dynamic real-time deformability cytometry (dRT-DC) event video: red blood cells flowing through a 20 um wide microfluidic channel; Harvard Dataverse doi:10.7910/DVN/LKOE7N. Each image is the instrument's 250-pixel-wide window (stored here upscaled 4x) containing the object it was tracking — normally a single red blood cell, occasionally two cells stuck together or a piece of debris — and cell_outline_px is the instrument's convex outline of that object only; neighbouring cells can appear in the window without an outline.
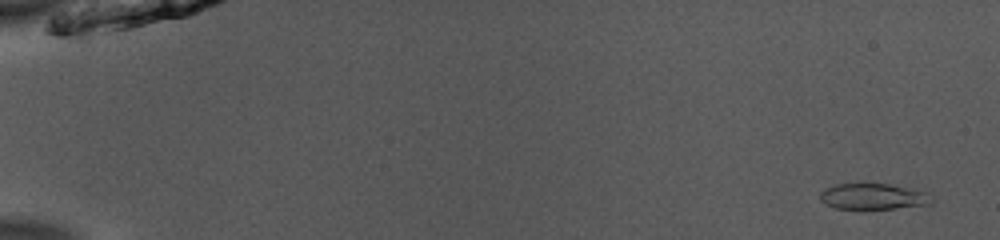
{"species": "common noctule bat (a hibernating species)", "species_latin": "Nyctalus noctula", "temperature_condition": "room temperature", "stored_images_in_passage": 52, "camera_frame_rate_fps": 3000, "um_per_image_px": 0.085, "animal": {"sex": "male", "body_mass_g": 13.0, "forearm_length_mm": 53.1}, "frame": {"image": 1, "passage_image": 3, "time_ms": 0.667, "image_size_px": [1000, 240], "cell_outline_px": [[932, 204], [896, 208], [836, 208], [820, 200], [820, 192], [836, 184], [864, 180], [888, 184], [924, 192], [932, 200]], "centroid_in_image_um": [74.16, 16.65], "position_along_channel_um": 10.8, "area_um2": 16.99}}
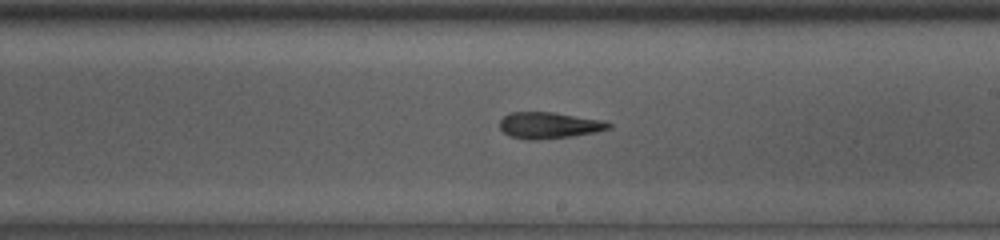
{"frame": {"image": 2, "passage_image": 32, "time_ms": 10.333, "image_size_px": [1000, 240], "cell_outline_px": [[612, 128], [596, 132], [572, 136], [536, 140], [528, 140], [512, 136], [504, 132], [500, 128], [500, 120], [504, 116], [512, 112], [552, 112], [600, 120], [612, 124]], "centroid_in_image_um": [46.67, 10.65], "position_along_channel_um": 242.3, "area_um2": 16.53}}
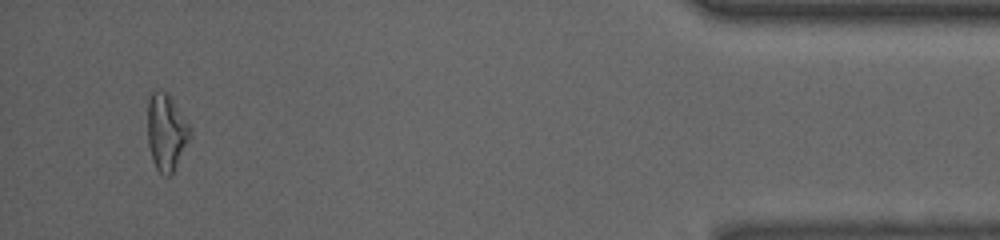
{"frame": {"image": 3, "passage_image": 50, "time_ms": 16.333, "image_size_px": [1000, 240], "cell_outline_px": [[192, 132], [172, 176], [164, 176], [156, 168], [152, 160], [148, 144], [148, 100], [152, 92], [168, 92], [188, 124]], "centroid_in_image_um": [14.13, 11.27], "position_along_channel_um": 421.1, "area_um2": 18.79}, "authors_computed_cell_mechanics": {"area_um2": 17.1955, "velocity_mm_per_s": 3.9793, "shape_relaxation_time_tau1_ms": 7.9826, "shape_relaxation_time_tau2_ms": 4.9426, "deformation_change_tau1": 0.2514, "deformation_change_tau2": 0.1366}}